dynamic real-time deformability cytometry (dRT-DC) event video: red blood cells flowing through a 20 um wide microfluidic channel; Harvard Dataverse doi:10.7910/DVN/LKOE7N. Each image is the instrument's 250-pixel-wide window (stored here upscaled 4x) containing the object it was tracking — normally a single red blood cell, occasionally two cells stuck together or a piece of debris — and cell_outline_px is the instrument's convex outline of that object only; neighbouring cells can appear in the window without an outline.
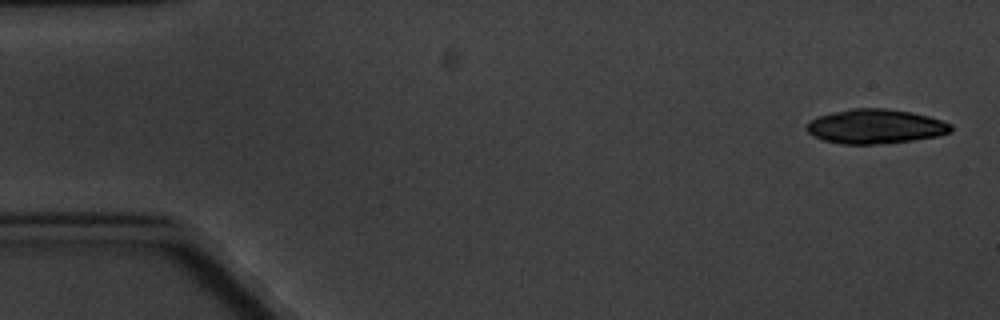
{"species": "common noctule bat (a hibernating species)", "species_latin": "Nyctalus noctula", "temperature_condition": "cold", "stored_images_in_passage": 5, "camera_frame_rate_fps": 3000, "um_per_image_px": 0.085, "animal": {"sex": "male", "body_mass_g": 20.1, "forearm_length_mm": 53.5}, "frame": {"image": 1, "passage_image": 1, "time_ms": 0.0, "image_size_px": [1000, 320], "cell_outline_px": [[952, 132], [940, 136], [912, 140], [876, 144], [840, 144], [824, 140], [808, 132], [808, 120], [816, 116], [852, 108], [888, 108], [912, 112], [928, 116], [952, 124]], "centroid_in_image_um": [74.44, 10.74], "position_along_channel_um": 10.6, "area_um2": 28.96}}